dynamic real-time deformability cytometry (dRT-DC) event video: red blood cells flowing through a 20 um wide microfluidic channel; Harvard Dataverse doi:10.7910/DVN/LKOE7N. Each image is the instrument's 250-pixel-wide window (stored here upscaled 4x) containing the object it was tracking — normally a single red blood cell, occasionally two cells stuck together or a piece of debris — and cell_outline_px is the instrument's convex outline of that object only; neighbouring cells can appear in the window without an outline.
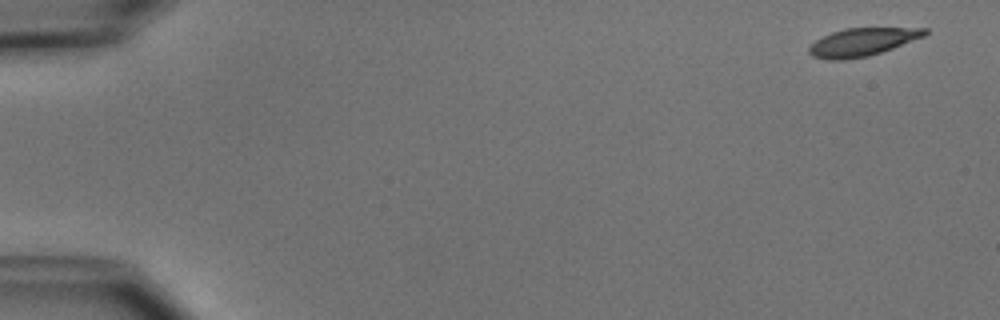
{"species": "common noctule bat (a hibernating species)", "species_latin": "Nyctalus noctula", "temperature_condition": "cold", "stored_images_in_passage": 5, "camera_frame_rate_fps": 3000, "um_per_image_px": 0.085, "animal": {"sex": "male", "body_mass_g": 15.6}, "frame": {"image": 1, "passage_image": 1, "time_ms": 0.0, "image_size_px": [1000, 320], "cell_outline_px": [[928, 32], [924, 36], [892, 48], [868, 56], [844, 60], [828, 60], [812, 56], [808, 52], [808, 48], [816, 40], [832, 32], [844, 28], [928, 28]], "centroid_in_image_um": [73.27, 3.57], "position_along_channel_um": 11.7, "area_um2": 18.67}}
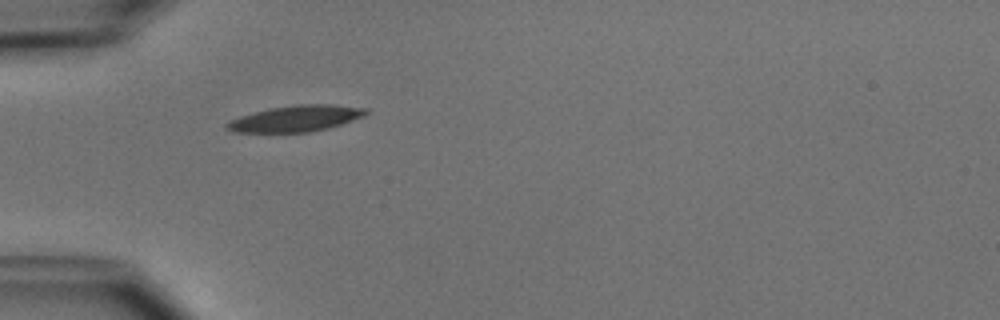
{"frame": {"image": 2, "passage_image": 5, "time_ms": 4.667, "image_size_px": [1000, 320], "cell_outline_px": [[372, 112], [364, 116], [328, 128], [308, 132], [236, 132], [224, 128], [224, 124], [240, 116], [268, 108], [296, 104], [332, 104], [368, 108]], "centroid_in_image_um": [25.18, 10.06], "position_along_channel_um": 59.8, "area_um2": 21.27}}